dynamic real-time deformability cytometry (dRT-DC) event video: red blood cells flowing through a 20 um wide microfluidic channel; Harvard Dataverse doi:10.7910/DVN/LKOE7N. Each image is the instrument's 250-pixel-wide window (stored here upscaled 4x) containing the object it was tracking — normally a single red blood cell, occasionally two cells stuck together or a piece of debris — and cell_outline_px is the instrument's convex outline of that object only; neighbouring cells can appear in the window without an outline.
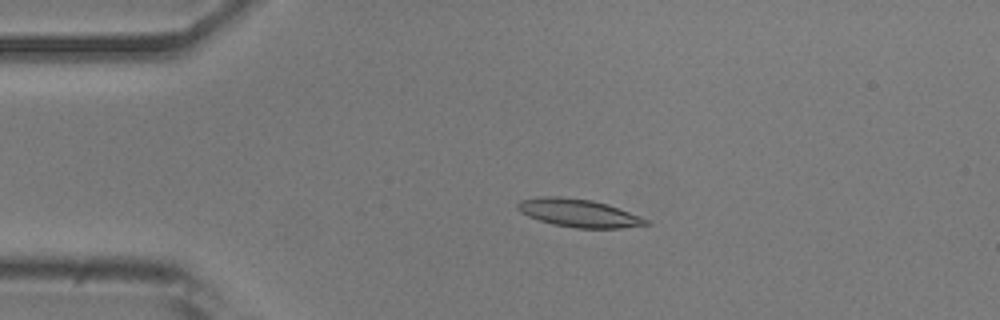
{"species": "common noctule bat (a hibernating species)", "species_latin": "Nyctalus noctula", "temperature_condition": "room temperature", "stored_images_in_passage": 27, "camera_frame_rate_fps": 3000, "um_per_image_px": 0.085, "animal": {"sex": "male", "body_mass_g": 20.5, "forearm_length_mm": 52.5}, "frame": {"image": 1, "passage_image": 10, "time_ms": 3.0, "image_size_px": [1000, 320], "cell_outline_px": [[652, 224], [620, 228], [576, 228], [552, 224], [528, 216], [520, 212], [516, 208], [516, 204], [520, 200], [544, 196], [556, 196], [592, 200], [608, 204], [640, 216], [648, 220]], "centroid_in_image_um": [49.18, 18.11], "position_along_channel_um": 35.8, "area_um2": 20.92}}
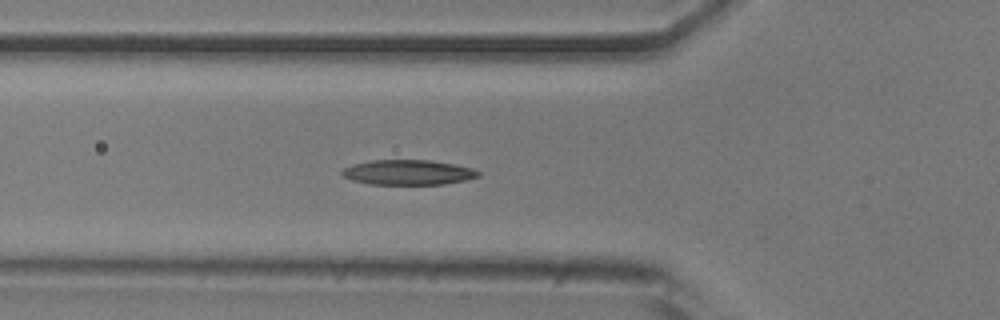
{"frame": {"image": 2, "passage_image": 17, "time_ms": 5.333, "image_size_px": [1000, 320], "cell_outline_px": [[480, 176], [464, 180], [444, 184], [368, 184], [352, 180], [344, 176], [340, 172], [344, 168], [356, 164], [372, 160], [428, 160], [456, 164], [472, 168], [480, 172]], "centroid_in_image_um": [34.71, 14.65], "position_along_channel_um": 91.1, "area_um2": 19.71}}
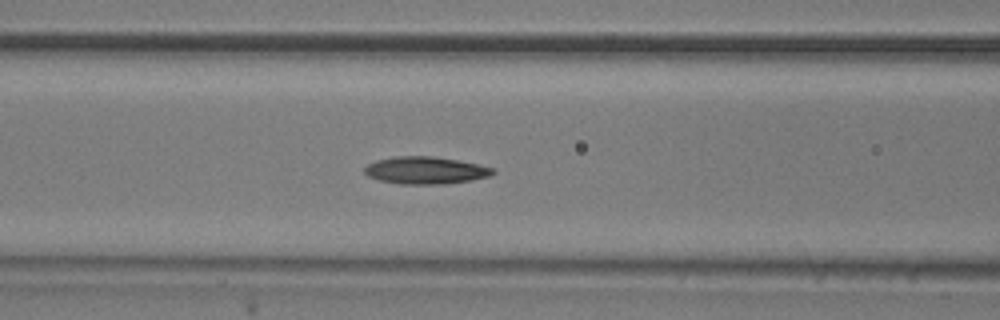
{"frame": {"image": 3, "passage_image": 20, "time_ms": 6.333, "image_size_px": [1000, 320], "cell_outline_px": [[496, 172], [492, 176], [472, 180], [444, 184], [400, 184], [380, 180], [368, 176], [364, 172], [364, 168], [368, 164], [376, 160], [396, 156], [428, 156], [456, 160], [476, 164], [492, 168]], "centroid_in_image_um": [36.16, 14.49], "position_along_channel_um": 130.4, "area_um2": 20.29}}